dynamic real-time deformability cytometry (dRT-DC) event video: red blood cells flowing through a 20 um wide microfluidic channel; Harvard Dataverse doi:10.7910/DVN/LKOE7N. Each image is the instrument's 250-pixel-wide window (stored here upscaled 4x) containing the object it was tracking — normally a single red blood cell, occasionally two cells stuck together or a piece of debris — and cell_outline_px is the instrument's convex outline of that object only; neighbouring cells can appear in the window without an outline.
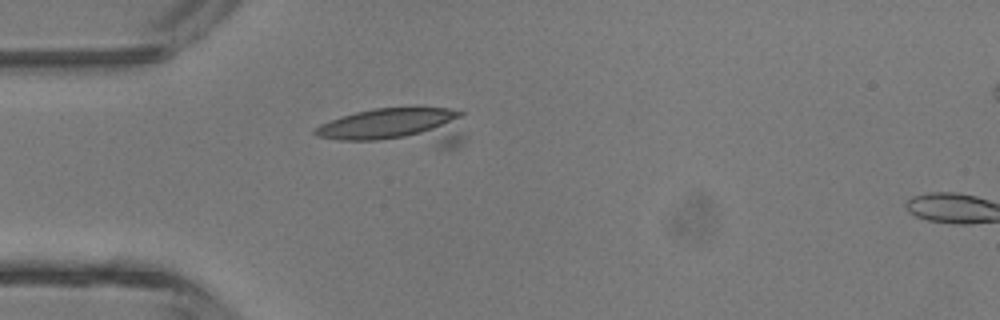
{"species": "common noctule bat (a hibernating species)", "species_latin": "Nyctalus noctula", "temperature_condition": "room temperature", "stored_images_in_passage": 4, "camera_frame_rate_fps": 3000, "um_per_image_px": 0.085, "animal": {"sex": "male", "body_mass_g": 13.3}, "frame": {"image": 1, "passage_image": 3, "time_ms": 2.333, "image_size_px": [1000, 320], "cell_outline_px": [[464, 112], [460, 144], [456, 148], [440, 148], [340, 140], [316, 136], [312, 132], [320, 124], [356, 112], [376, 108], [448, 108]], "centroid_in_image_um": [33.84, 10.81], "position_along_channel_um": 51.2, "area_um2": 33.99}}